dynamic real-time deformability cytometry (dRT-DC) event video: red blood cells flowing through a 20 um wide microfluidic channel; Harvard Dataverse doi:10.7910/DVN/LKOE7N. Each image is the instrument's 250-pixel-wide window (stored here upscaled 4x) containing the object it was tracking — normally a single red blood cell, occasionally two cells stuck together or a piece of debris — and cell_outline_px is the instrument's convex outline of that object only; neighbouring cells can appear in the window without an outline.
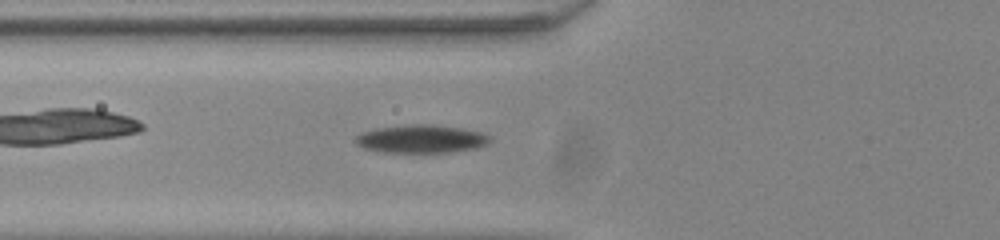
{"species": "common noctule bat (a hibernating species)", "species_latin": "Nyctalus noctula", "temperature_condition": "room temperature", "stored_images_in_passage": 57, "camera_frame_rate_fps": 3000, "um_per_image_px": 0.085, "animal": {"sex": "male", "body_mass_g": 20.0, "forearm_length_mm": 53.3}, "frame": {"image": 1, "passage_image": 23, "time_ms": 7.333, "image_size_px": [1000, 240], "cell_outline_px": [[492, 140], [488, 144], [476, 148], [448, 152], [384, 152], [364, 148], [356, 144], [356, 136], [360, 132], [376, 128], [408, 124], [432, 124], [460, 128], [480, 132], [488, 136]], "centroid_in_image_um": [35.78, 11.8], "position_along_channel_um": 90.0, "area_um2": 21.96}}
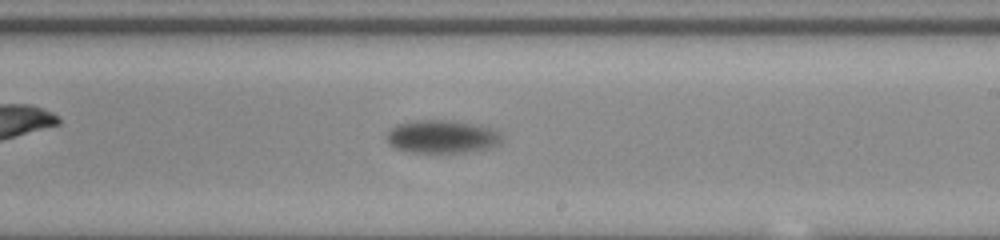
{"frame": {"image": 2, "passage_image": 36, "time_ms": 11.667, "image_size_px": [1000, 240], "cell_outline_px": [[504, 136], [500, 144], [488, 148], [464, 152], [408, 152], [396, 148], [388, 144], [384, 136], [396, 124], [412, 120], [452, 120], [476, 124], [492, 128]], "centroid_in_image_um": [37.56, 11.6], "position_along_channel_um": 251.4, "area_um2": 22.48}}
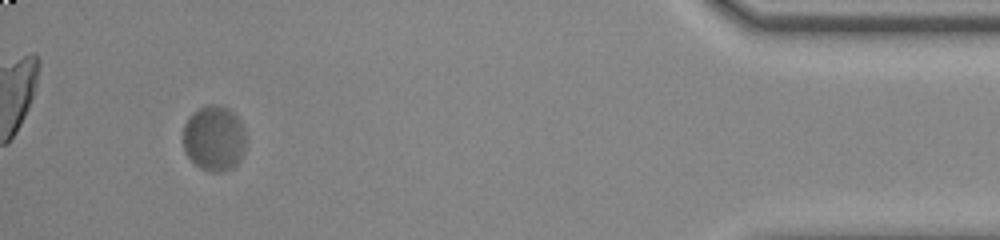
{"frame": {"image": 3, "passage_image": 54, "time_ms": 17.667, "image_size_px": [1000, 240], "cell_outline_px": [[244, 152], [240, 160], [232, 168], [224, 172], [212, 172], [200, 168], [188, 156], [184, 148], [184, 124], [188, 116], [192, 112], [208, 104], [212, 104], [228, 108], [240, 120], [244, 128]], "centroid_in_image_um": [18.2, 11.76], "position_along_channel_um": 417.0, "area_um2": 23.93}, "authors_computed_cell_mechanics": {"area_um2": 22.542, "velocity_mm_per_s": 3.7315, "shape_relaxation_time_tau1_ms": 3.2843, "shape_relaxation_time_tau2_ms": null, "deformation_change_tau1": 0.1132, "deformation_change_tau2": null}}